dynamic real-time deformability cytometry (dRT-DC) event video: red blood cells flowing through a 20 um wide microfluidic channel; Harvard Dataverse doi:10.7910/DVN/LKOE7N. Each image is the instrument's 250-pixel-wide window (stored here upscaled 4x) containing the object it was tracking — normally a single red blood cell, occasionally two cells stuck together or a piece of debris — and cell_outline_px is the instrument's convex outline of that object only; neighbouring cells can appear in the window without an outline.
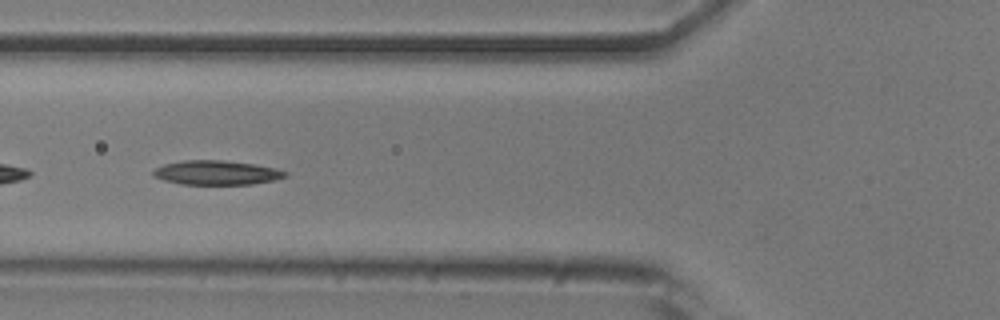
{"species": "common noctule bat (a hibernating species)", "species_latin": "Nyctalus noctula", "temperature_condition": "room temperature", "stored_images_in_passage": 52, "camera_frame_rate_fps": 3000, "um_per_image_px": 0.085, "animal": {"sex": "male", "body_mass_g": 20.5, "forearm_length_mm": 52.5}, "frame": {"image": 1, "passage_image": 19, "time_ms": 6.0, "image_size_px": [1000, 320], "cell_outline_px": [[288, 176], [272, 180], [252, 184], [180, 184], [164, 180], [152, 176], [152, 172], [156, 168], [164, 164], [184, 160], [220, 160], [256, 164], [276, 168], [288, 172]], "centroid_in_image_um": [18.41, 14.67], "position_along_channel_um": 107.4, "area_um2": 18.67}}
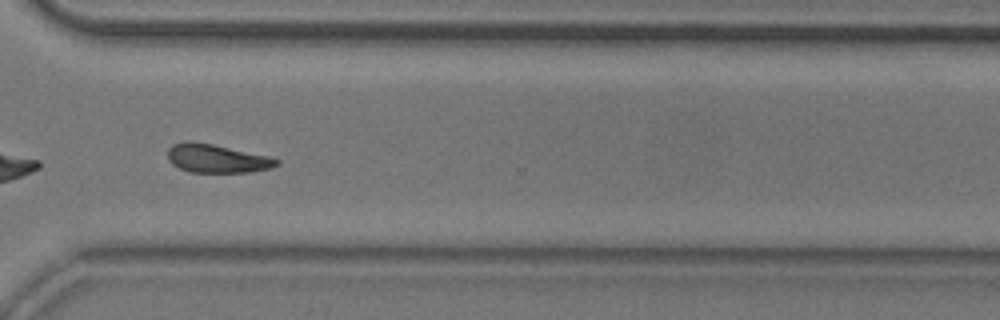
{"frame": {"image": 2, "passage_image": 38, "time_ms": 12.333, "image_size_px": [1000, 320], "cell_outline_px": [[280, 164], [272, 168], [248, 172], [188, 172], [172, 164], [168, 160], [168, 148], [172, 144], [188, 140], [212, 144], [268, 156], [280, 160]], "centroid_in_image_um": [18.41, 13.47], "position_along_channel_um": 352.2, "area_um2": 18.09}}
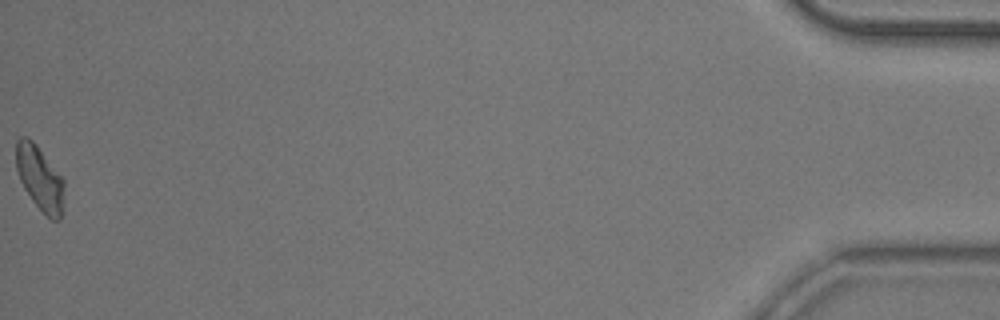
{"frame": {"image": 3, "passage_image": 52, "time_ms": 17.0, "image_size_px": [1000, 320], "cell_outline_px": [[64, 184], [60, 220], [52, 220], [32, 200], [24, 188], [20, 180], [16, 168], [16, 140], [20, 136], [28, 136], [36, 144], [64, 180]], "centroid_in_image_um": [3.35, 15.1], "position_along_channel_um": 431.8, "area_um2": 17.74}, "authors_computed_cell_mechanics": {"area_um2": 18.4671, "velocity_mm_per_s": 3.8588, "shape_relaxation_time_tau1_ms": 4.5304, "shape_relaxation_time_tau2_ms": 4.7249, "deformation_change_tau1": 0.1319, "deformation_change_tau2": 0.1212}}